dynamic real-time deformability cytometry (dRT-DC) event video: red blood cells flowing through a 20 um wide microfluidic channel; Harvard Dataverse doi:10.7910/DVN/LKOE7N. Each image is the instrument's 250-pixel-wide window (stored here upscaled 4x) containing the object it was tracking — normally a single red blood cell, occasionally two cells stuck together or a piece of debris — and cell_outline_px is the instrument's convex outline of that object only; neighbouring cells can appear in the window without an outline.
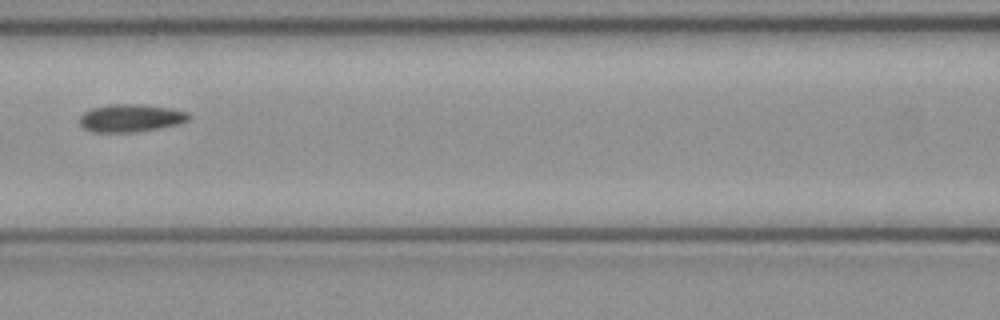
{"species": "common noctule bat (a hibernating species)", "species_latin": "Nyctalus noctula", "temperature_condition": "cold", "stored_images_in_passage": 6, "camera_frame_rate_fps": 3000, "um_per_image_px": 0.085, "animal": {"sex": "female", "body_mass_g": 21.9}, "frame": {"image": 1, "passage_image": 6, "time_ms": 1.667, "image_size_px": [1000, 320], "cell_outline_px": [[188, 120], [180, 124], [160, 128], [136, 132], [92, 132], [84, 128], [80, 124], [80, 116], [84, 112], [92, 108], [108, 104], [140, 104], [172, 108], [188, 112]], "centroid_in_image_um": [11.11, 10.03], "position_along_channel_um": 155.5, "area_um2": 17.74}}